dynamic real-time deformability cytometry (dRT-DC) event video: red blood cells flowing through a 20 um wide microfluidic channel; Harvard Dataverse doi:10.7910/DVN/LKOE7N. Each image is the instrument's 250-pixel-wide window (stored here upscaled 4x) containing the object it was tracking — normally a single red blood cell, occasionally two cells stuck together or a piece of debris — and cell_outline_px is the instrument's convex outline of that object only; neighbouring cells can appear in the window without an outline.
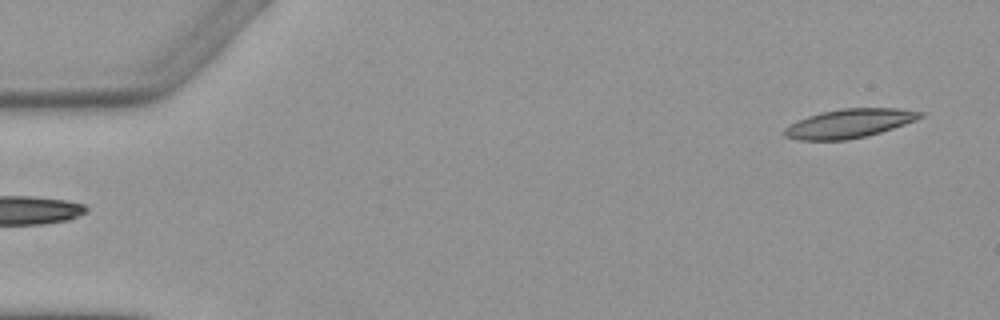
{"species": "Egyptian fruit bat (a non-hibernating species)", "species_latin": "Rousettus aegyptiacus", "temperature_condition": "warm", "stored_images_in_passage": 6, "camera_frame_rate_fps": 3000, "um_per_image_px": 0.085, "animal": {"sex": "female"}, "frame": {"image": 1, "passage_image": 6, "time_ms": 6.0, "image_size_px": [1000, 320], "cell_outline_px": [[924, 116], [916, 120], [880, 132], [864, 136], [844, 140], [796, 140], [784, 136], [784, 128], [788, 124], [808, 116], [820, 112], [844, 108], [896, 108], [924, 112]], "centroid_in_image_um": [72.16, 10.48], "position_along_channel_um": 12.8, "area_um2": 22.77}}